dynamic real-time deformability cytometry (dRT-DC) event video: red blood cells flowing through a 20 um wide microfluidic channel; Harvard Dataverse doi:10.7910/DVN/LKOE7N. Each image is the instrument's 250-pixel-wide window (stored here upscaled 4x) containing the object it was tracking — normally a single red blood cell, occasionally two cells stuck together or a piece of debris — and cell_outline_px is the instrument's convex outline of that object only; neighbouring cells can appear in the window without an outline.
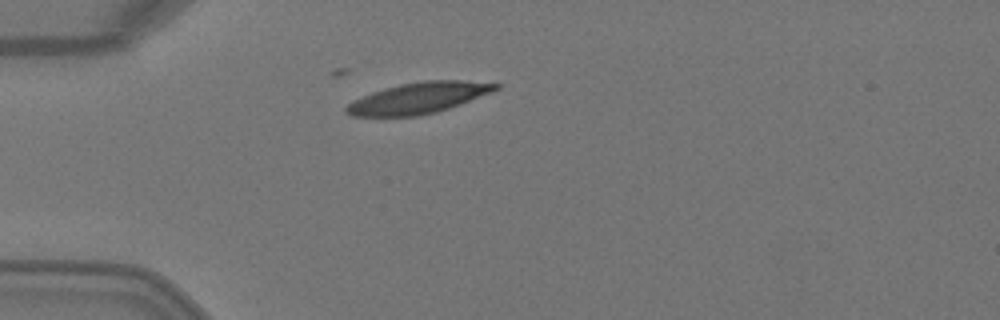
{"species": "Egyptian fruit bat (a non-hibernating species)", "species_latin": "Rousettus aegyptiacus", "temperature_condition": "warm", "stored_images_in_passage": 4, "camera_frame_rate_fps": 3000, "um_per_image_px": 0.085, "animal": {"sex": "female"}, "frame": {"image": 1, "passage_image": 3, "time_ms": 0.667, "image_size_px": [1000, 320], "cell_outline_px": [[500, 88], [492, 92], [460, 104], [436, 112], [420, 116], [352, 116], [344, 112], [344, 108], [352, 100], [372, 92], [384, 88], [400, 84], [424, 80], [464, 80], [500, 84]], "centroid_in_image_um": [35.55, 8.33], "position_along_channel_um": 49.4, "area_um2": 27.05}}